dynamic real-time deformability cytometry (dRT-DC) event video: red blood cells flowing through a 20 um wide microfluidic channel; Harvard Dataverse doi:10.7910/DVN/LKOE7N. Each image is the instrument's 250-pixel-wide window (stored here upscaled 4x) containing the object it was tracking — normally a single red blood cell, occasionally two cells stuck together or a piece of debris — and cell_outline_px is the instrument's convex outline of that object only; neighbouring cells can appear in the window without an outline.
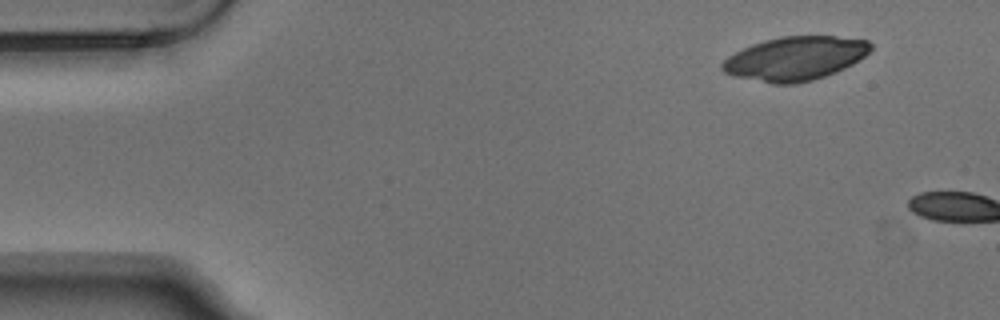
{"species": "Egyptian fruit bat (a non-hibernating species)", "species_latin": "Rousettus aegyptiacus", "temperature_condition": "warm", "stored_images_in_passage": 2, "camera_frame_rate_fps": 3000, "um_per_image_px": 0.085, "animal": {"sex": "male"}, "frame": {"image": 1, "passage_image": 1, "time_ms": 0.0, "image_size_px": [1000, 320], "cell_outline_px": [[872, 48], [864, 56], [852, 64], [836, 72], [812, 80], [796, 84], [772, 84], [732, 76], [724, 72], [720, 68], [720, 64], [728, 56], [752, 44], [764, 40], [780, 36], [836, 36], [868, 40], [872, 44]], "centroid_in_image_um": [67.56, 4.97], "position_along_channel_um": 17.4, "area_um2": 37.97}}